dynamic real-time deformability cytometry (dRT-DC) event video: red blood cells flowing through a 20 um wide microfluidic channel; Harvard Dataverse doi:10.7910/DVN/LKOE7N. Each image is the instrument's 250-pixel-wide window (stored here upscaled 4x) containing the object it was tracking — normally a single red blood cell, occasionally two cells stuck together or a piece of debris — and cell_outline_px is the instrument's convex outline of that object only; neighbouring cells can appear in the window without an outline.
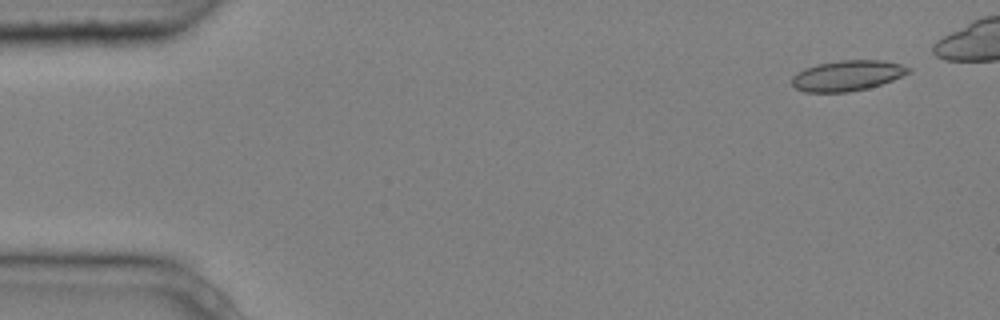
{"species": "common noctule bat (a hibernating species)", "species_latin": "Nyctalus noctula", "temperature_condition": "cold", "stored_images_in_passage": 3, "camera_frame_rate_fps": 3000, "um_per_image_px": 0.085, "animal": {"sex": "male", "body_mass_g": 20.4}, "frame": {"image": 1, "passage_image": 1, "time_ms": 0.0, "image_size_px": [1000, 320], "cell_outline_px": [[912, 72], [892, 80], [868, 88], [848, 92], [804, 92], [796, 88], [792, 84], [792, 76], [796, 72], [804, 68], [816, 64], [840, 60], [884, 60], [900, 64], [912, 68]], "centroid_in_image_um": [72.02, 6.42], "position_along_channel_um": 13.0, "area_um2": 20.87}}